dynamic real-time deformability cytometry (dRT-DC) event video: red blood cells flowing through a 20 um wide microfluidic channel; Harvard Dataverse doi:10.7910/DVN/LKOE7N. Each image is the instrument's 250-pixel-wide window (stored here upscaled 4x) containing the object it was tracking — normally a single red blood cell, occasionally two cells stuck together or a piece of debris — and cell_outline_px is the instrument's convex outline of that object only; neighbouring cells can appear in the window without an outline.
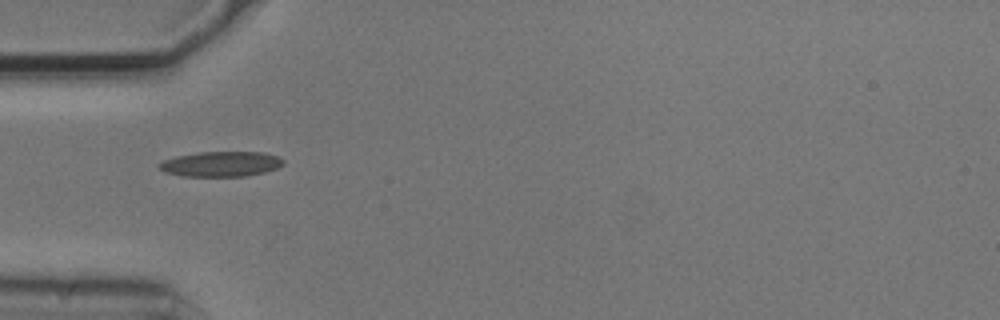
{"species": "common noctule bat (a hibernating species)", "species_latin": "Nyctalus noctula", "temperature_condition": "cold", "stored_images_in_passage": 3, "camera_frame_rate_fps": 3000, "um_per_image_px": 0.085, "animal": {"sex": "male", "body_mass_g": 20.5, "forearm_length_mm": 52.5}, "frame": {"image": 1, "passage_image": 2, "time_ms": 0.333, "image_size_px": [1000, 320], "cell_outline_px": [[284, 164], [276, 168], [264, 172], [244, 176], [180, 176], [164, 172], [160, 168], [160, 164], [164, 160], [176, 156], [200, 152], [264, 152], [276, 156], [284, 160]], "centroid_in_image_um": [18.79, 13.94], "position_along_channel_um": 66.2, "area_um2": 18.03}}
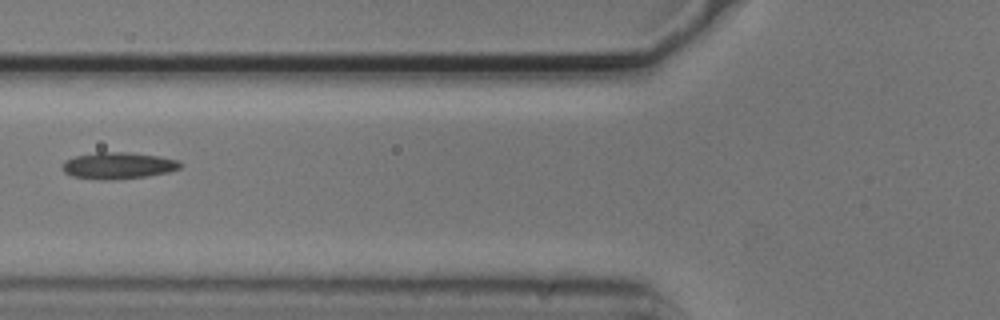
{"frame": {"image": 2, "passage_image": 3, "time_ms": 0.667, "image_size_px": [1000, 320], "cell_outline_px": [[184, 164], [180, 168], [168, 172], [148, 176], [112, 180], [100, 180], [72, 176], [64, 172], [60, 168], [60, 164], [64, 160], [76, 156], [96, 152], [128, 152], [160, 156], [180, 160]], "centroid_in_image_um": [10.04, 14.07], "position_along_channel_um": 115.8, "area_um2": 18.67}}